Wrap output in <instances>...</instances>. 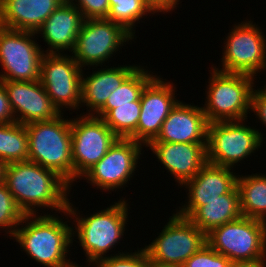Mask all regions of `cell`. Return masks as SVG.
<instances>
[{
	"label": "cell",
	"instance_id": "18",
	"mask_svg": "<svg viewBox=\"0 0 266 267\" xmlns=\"http://www.w3.org/2000/svg\"><path fill=\"white\" fill-rule=\"evenodd\" d=\"M146 147L180 187L207 163V143L150 142Z\"/></svg>",
	"mask_w": 266,
	"mask_h": 267
},
{
	"label": "cell",
	"instance_id": "38",
	"mask_svg": "<svg viewBox=\"0 0 266 267\" xmlns=\"http://www.w3.org/2000/svg\"><path fill=\"white\" fill-rule=\"evenodd\" d=\"M147 267H179L175 265L161 264L149 259Z\"/></svg>",
	"mask_w": 266,
	"mask_h": 267
},
{
	"label": "cell",
	"instance_id": "15",
	"mask_svg": "<svg viewBox=\"0 0 266 267\" xmlns=\"http://www.w3.org/2000/svg\"><path fill=\"white\" fill-rule=\"evenodd\" d=\"M174 84L156 74L142 91L137 129L129 138L140 142L144 148L157 137L170 111L180 101L175 98Z\"/></svg>",
	"mask_w": 266,
	"mask_h": 267
},
{
	"label": "cell",
	"instance_id": "16",
	"mask_svg": "<svg viewBox=\"0 0 266 267\" xmlns=\"http://www.w3.org/2000/svg\"><path fill=\"white\" fill-rule=\"evenodd\" d=\"M234 171L232 168L207 162L195 177L182 185L181 188L187 189V199L185 203H181L179 209L176 208L175 213L188 219L200 206L227 194L237 182L238 173Z\"/></svg>",
	"mask_w": 266,
	"mask_h": 267
},
{
	"label": "cell",
	"instance_id": "6",
	"mask_svg": "<svg viewBox=\"0 0 266 267\" xmlns=\"http://www.w3.org/2000/svg\"><path fill=\"white\" fill-rule=\"evenodd\" d=\"M247 119L208 124L207 162L235 169L265 143L264 133L246 125ZM257 150V151H256ZM240 163V164H238Z\"/></svg>",
	"mask_w": 266,
	"mask_h": 267
},
{
	"label": "cell",
	"instance_id": "9",
	"mask_svg": "<svg viewBox=\"0 0 266 267\" xmlns=\"http://www.w3.org/2000/svg\"><path fill=\"white\" fill-rule=\"evenodd\" d=\"M133 39L136 38L118 23L106 18L85 19L71 54L82 69H95L106 66L103 64Z\"/></svg>",
	"mask_w": 266,
	"mask_h": 267
},
{
	"label": "cell",
	"instance_id": "35",
	"mask_svg": "<svg viewBox=\"0 0 266 267\" xmlns=\"http://www.w3.org/2000/svg\"><path fill=\"white\" fill-rule=\"evenodd\" d=\"M148 7L155 13V14H166L173 12L174 9L177 10L176 7H179L180 0H143Z\"/></svg>",
	"mask_w": 266,
	"mask_h": 267
},
{
	"label": "cell",
	"instance_id": "23",
	"mask_svg": "<svg viewBox=\"0 0 266 267\" xmlns=\"http://www.w3.org/2000/svg\"><path fill=\"white\" fill-rule=\"evenodd\" d=\"M241 216L239 192L235 185L227 194L200 206L188 219L207 234L213 228L234 221Z\"/></svg>",
	"mask_w": 266,
	"mask_h": 267
},
{
	"label": "cell",
	"instance_id": "19",
	"mask_svg": "<svg viewBox=\"0 0 266 267\" xmlns=\"http://www.w3.org/2000/svg\"><path fill=\"white\" fill-rule=\"evenodd\" d=\"M208 124L202 107L179 101L151 142L207 143Z\"/></svg>",
	"mask_w": 266,
	"mask_h": 267
},
{
	"label": "cell",
	"instance_id": "33",
	"mask_svg": "<svg viewBox=\"0 0 266 267\" xmlns=\"http://www.w3.org/2000/svg\"><path fill=\"white\" fill-rule=\"evenodd\" d=\"M254 113L262 124L266 128V90L262 87L253 89L252 96H251V113Z\"/></svg>",
	"mask_w": 266,
	"mask_h": 267
},
{
	"label": "cell",
	"instance_id": "14",
	"mask_svg": "<svg viewBox=\"0 0 266 267\" xmlns=\"http://www.w3.org/2000/svg\"><path fill=\"white\" fill-rule=\"evenodd\" d=\"M77 116L71 119L74 184L105 156L118 139L101 118L82 113Z\"/></svg>",
	"mask_w": 266,
	"mask_h": 267
},
{
	"label": "cell",
	"instance_id": "20",
	"mask_svg": "<svg viewBox=\"0 0 266 267\" xmlns=\"http://www.w3.org/2000/svg\"><path fill=\"white\" fill-rule=\"evenodd\" d=\"M84 20L81 12L69 0L61 3L36 32L49 46L47 50L43 49V52H72Z\"/></svg>",
	"mask_w": 266,
	"mask_h": 267
},
{
	"label": "cell",
	"instance_id": "29",
	"mask_svg": "<svg viewBox=\"0 0 266 267\" xmlns=\"http://www.w3.org/2000/svg\"><path fill=\"white\" fill-rule=\"evenodd\" d=\"M24 216L6 183H0V230L5 229V234L11 239Z\"/></svg>",
	"mask_w": 266,
	"mask_h": 267
},
{
	"label": "cell",
	"instance_id": "37",
	"mask_svg": "<svg viewBox=\"0 0 266 267\" xmlns=\"http://www.w3.org/2000/svg\"><path fill=\"white\" fill-rule=\"evenodd\" d=\"M7 163L0 159V183L5 182Z\"/></svg>",
	"mask_w": 266,
	"mask_h": 267
},
{
	"label": "cell",
	"instance_id": "2",
	"mask_svg": "<svg viewBox=\"0 0 266 267\" xmlns=\"http://www.w3.org/2000/svg\"><path fill=\"white\" fill-rule=\"evenodd\" d=\"M50 214L51 212L43 215L42 213L41 215H25L11 239L15 240L20 245L21 251H24L40 266H80L76 261H70L69 258L71 251L69 249L74 241L72 240V224H68L72 221H69L68 211L65 210L62 213L65 216L64 220L58 216V213Z\"/></svg>",
	"mask_w": 266,
	"mask_h": 267
},
{
	"label": "cell",
	"instance_id": "26",
	"mask_svg": "<svg viewBox=\"0 0 266 267\" xmlns=\"http://www.w3.org/2000/svg\"><path fill=\"white\" fill-rule=\"evenodd\" d=\"M29 140L25 125L0 124V159L7 164L28 161Z\"/></svg>",
	"mask_w": 266,
	"mask_h": 267
},
{
	"label": "cell",
	"instance_id": "31",
	"mask_svg": "<svg viewBox=\"0 0 266 267\" xmlns=\"http://www.w3.org/2000/svg\"><path fill=\"white\" fill-rule=\"evenodd\" d=\"M231 260L219 254L207 243L194 253L181 267H230Z\"/></svg>",
	"mask_w": 266,
	"mask_h": 267
},
{
	"label": "cell",
	"instance_id": "22",
	"mask_svg": "<svg viewBox=\"0 0 266 267\" xmlns=\"http://www.w3.org/2000/svg\"><path fill=\"white\" fill-rule=\"evenodd\" d=\"M65 0H0L1 27L32 31L43 25Z\"/></svg>",
	"mask_w": 266,
	"mask_h": 267
},
{
	"label": "cell",
	"instance_id": "34",
	"mask_svg": "<svg viewBox=\"0 0 266 267\" xmlns=\"http://www.w3.org/2000/svg\"><path fill=\"white\" fill-rule=\"evenodd\" d=\"M15 118L8 100L7 91L0 81V124L14 123Z\"/></svg>",
	"mask_w": 266,
	"mask_h": 267
},
{
	"label": "cell",
	"instance_id": "25",
	"mask_svg": "<svg viewBox=\"0 0 266 267\" xmlns=\"http://www.w3.org/2000/svg\"><path fill=\"white\" fill-rule=\"evenodd\" d=\"M147 69V70H146ZM140 65L114 90L109 96L105 105L94 115L101 118L112 105L131 104L138 101L145 86L156 76L148 67Z\"/></svg>",
	"mask_w": 266,
	"mask_h": 267
},
{
	"label": "cell",
	"instance_id": "5",
	"mask_svg": "<svg viewBox=\"0 0 266 267\" xmlns=\"http://www.w3.org/2000/svg\"><path fill=\"white\" fill-rule=\"evenodd\" d=\"M202 106L209 123L248 119L256 77L225 73L211 67ZM255 79V80H254ZM255 81V82H254Z\"/></svg>",
	"mask_w": 266,
	"mask_h": 267
},
{
	"label": "cell",
	"instance_id": "7",
	"mask_svg": "<svg viewBox=\"0 0 266 267\" xmlns=\"http://www.w3.org/2000/svg\"><path fill=\"white\" fill-rule=\"evenodd\" d=\"M224 40L221 65L211 67L225 73L246 74L255 77L265 73L266 34L253 20L234 24ZM220 66L222 68H220Z\"/></svg>",
	"mask_w": 266,
	"mask_h": 267
},
{
	"label": "cell",
	"instance_id": "1",
	"mask_svg": "<svg viewBox=\"0 0 266 267\" xmlns=\"http://www.w3.org/2000/svg\"><path fill=\"white\" fill-rule=\"evenodd\" d=\"M5 183L25 215H38L40 209L48 214L44 208L52 213L55 210L62 217L72 199L69 196L72 188L63 178L32 161L9 163Z\"/></svg>",
	"mask_w": 266,
	"mask_h": 267
},
{
	"label": "cell",
	"instance_id": "36",
	"mask_svg": "<svg viewBox=\"0 0 266 267\" xmlns=\"http://www.w3.org/2000/svg\"><path fill=\"white\" fill-rule=\"evenodd\" d=\"M230 267H266V259L231 262Z\"/></svg>",
	"mask_w": 266,
	"mask_h": 267
},
{
	"label": "cell",
	"instance_id": "4",
	"mask_svg": "<svg viewBox=\"0 0 266 267\" xmlns=\"http://www.w3.org/2000/svg\"><path fill=\"white\" fill-rule=\"evenodd\" d=\"M63 114L25 125L29 140L28 161L54 171L73 187L71 118Z\"/></svg>",
	"mask_w": 266,
	"mask_h": 267
},
{
	"label": "cell",
	"instance_id": "32",
	"mask_svg": "<svg viewBox=\"0 0 266 267\" xmlns=\"http://www.w3.org/2000/svg\"><path fill=\"white\" fill-rule=\"evenodd\" d=\"M81 12L84 19L107 18L110 11L109 0H69Z\"/></svg>",
	"mask_w": 266,
	"mask_h": 267
},
{
	"label": "cell",
	"instance_id": "30",
	"mask_svg": "<svg viewBox=\"0 0 266 267\" xmlns=\"http://www.w3.org/2000/svg\"><path fill=\"white\" fill-rule=\"evenodd\" d=\"M140 249V250H139ZM132 251V252H131ZM118 252V253H117ZM116 254H111L100 259L92 267H147L149 256L144 247L138 248L137 251L129 252L117 251Z\"/></svg>",
	"mask_w": 266,
	"mask_h": 267
},
{
	"label": "cell",
	"instance_id": "39",
	"mask_svg": "<svg viewBox=\"0 0 266 267\" xmlns=\"http://www.w3.org/2000/svg\"><path fill=\"white\" fill-rule=\"evenodd\" d=\"M265 71H266V68H265ZM262 88L266 90V84L264 86H262Z\"/></svg>",
	"mask_w": 266,
	"mask_h": 267
},
{
	"label": "cell",
	"instance_id": "3",
	"mask_svg": "<svg viewBox=\"0 0 266 267\" xmlns=\"http://www.w3.org/2000/svg\"><path fill=\"white\" fill-rule=\"evenodd\" d=\"M122 198V199H121ZM120 200L109 205L106 209L97 210L91 215H80L79 207H75L72 200L69 199L68 211L72 221V240L78 239L85 254L86 265L89 267L95 265L100 259L107 257L110 250L117 247L120 240H123L129 222L128 199L121 197ZM76 215V216H75ZM90 215V216H89ZM117 243V244H116Z\"/></svg>",
	"mask_w": 266,
	"mask_h": 267
},
{
	"label": "cell",
	"instance_id": "21",
	"mask_svg": "<svg viewBox=\"0 0 266 267\" xmlns=\"http://www.w3.org/2000/svg\"><path fill=\"white\" fill-rule=\"evenodd\" d=\"M137 64L118 67L98 68L92 74L82 72L81 108L86 106L84 115H95L106 103L108 96L138 67ZM103 67V68H102ZM100 69V70H99ZM86 75V76H85ZM89 108V109H88Z\"/></svg>",
	"mask_w": 266,
	"mask_h": 267
},
{
	"label": "cell",
	"instance_id": "11",
	"mask_svg": "<svg viewBox=\"0 0 266 267\" xmlns=\"http://www.w3.org/2000/svg\"><path fill=\"white\" fill-rule=\"evenodd\" d=\"M167 221L159 235L144 248L150 260L181 267L207 243L206 234L174 212Z\"/></svg>",
	"mask_w": 266,
	"mask_h": 267
},
{
	"label": "cell",
	"instance_id": "17",
	"mask_svg": "<svg viewBox=\"0 0 266 267\" xmlns=\"http://www.w3.org/2000/svg\"><path fill=\"white\" fill-rule=\"evenodd\" d=\"M0 81L7 91L15 122L26 125L36 121L52 120L62 114L47 95L40 80Z\"/></svg>",
	"mask_w": 266,
	"mask_h": 267
},
{
	"label": "cell",
	"instance_id": "12",
	"mask_svg": "<svg viewBox=\"0 0 266 267\" xmlns=\"http://www.w3.org/2000/svg\"><path fill=\"white\" fill-rule=\"evenodd\" d=\"M82 69L72 54L44 53L41 60L40 82L59 109L80 110ZM80 107V108H79Z\"/></svg>",
	"mask_w": 266,
	"mask_h": 267
},
{
	"label": "cell",
	"instance_id": "24",
	"mask_svg": "<svg viewBox=\"0 0 266 267\" xmlns=\"http://www.w3.org/2000/svg\"><path fill=\"white\" fill-rule=\"evenodd\" d=\"M236 186L242 216L266 222V174H238Z\"/></svg>",
	"mask_w": 266,
	"mask_h": 267
},
{
	"label": "cell",
	"instance_id": "10",
	"mask_svg": "<svg viewBox=\"0 0 266 267\" xmlns=\"http://www.w3.org/2000/svg\"><path fill=\"white\" fill-rule=\"evenodd\" d=\"M36 32L12 30L0 26V80L38 81L42 45L36 42Z\"/></svg>",
	"mask_w": 266,
	"mask_h": 267
},
{
	"label": "cell",
	"instance_id": "13",
	"mask_svg": "<svg viewBox=\"0 0 266 267\" xmlns=\"http://www.w3.org/2000/svg\"><path fill=\"white\" fill-rule=\"evenodd\" d=\"M143 144L130 138H118L110 147L105 156L89 169L80 180L87 183L101 192H116L123 189L126 184L134 178L141 155L144 154ZM142 152V153H141Z\"/></svg>",
	"mask_w": 266,
	"mask_h": 267
},
{
	"label": "cell",
	"instance_id": "27",
	"mask_svg": "<svg viewBox=\"0 0 266 267\" xmlns=\"http://www.w3.org/2000/svg\"><path fill=\"white\" fill-rule=\"evenodd\" d=\"M110 11L106 19L122 25L135 38L136 24L145 16L155 14L143 0H109Z\"/></svg>",
	"mask_w": 266,
	"mask_h": 267
},
{
	"label": "cell",
	"instance_id": "8",
	"mask_svg": "<svg viewBox=\"0 0 266 267\" xmlns=\"http://www.w3.org/2000/svg\"><path fill=\"white\" fill-rule=\"evenodd\" d=\"M206 241L232 262L266 259V222L241 216L213 228Z\"/></svg>",
	"mask_w": 266,
	"mask_h": 267
},
{
	"label": "cell",
	"instance_id": "28",
	"mask_svg": "<svg viewBox=\"0 0 266 267\" xmlns=\"http://www.w3.org/2000/svg\"><path fill=\"white\" fill-rule=\"evenodd\" d=\"M141 102L133 101L131 104L112 105L101 119L118 138H129L137 129L140 118Z\"/></svg>",
	"mask_w": 266,
	"mask_h": 267
}]
</instances>
